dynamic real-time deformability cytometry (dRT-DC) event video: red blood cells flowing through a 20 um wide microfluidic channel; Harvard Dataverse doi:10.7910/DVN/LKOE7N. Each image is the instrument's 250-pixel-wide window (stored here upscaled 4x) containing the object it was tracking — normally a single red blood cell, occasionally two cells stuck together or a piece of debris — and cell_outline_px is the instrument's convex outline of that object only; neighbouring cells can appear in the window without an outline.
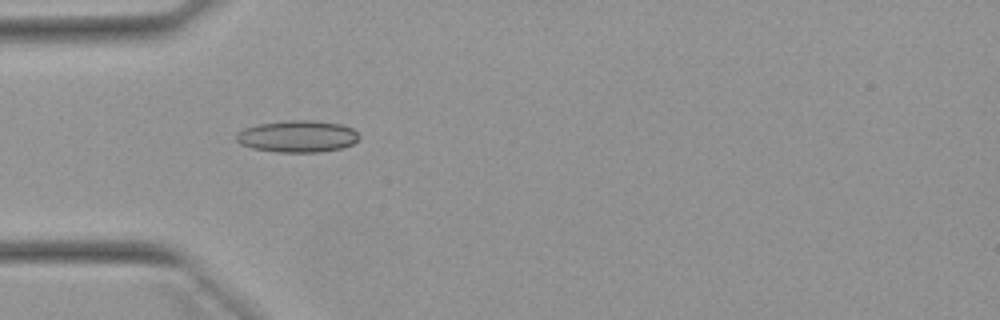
{"species": "Egyptian fruit bat (a non-hibernating species)", "species_latin": "Rousettus aegyptiacus", "temperature_condition": "warm", "stored_images_in_passage": 32, "camera_frame_rate_fps": 3000, "um_per_image_px": 0.085, "animal": {"sex": "female"}, "frame": {"image": 1, "passage_image": 1, "time_ms": 0.0, "image_size_px": [1000, 320], "cell_outline_px": [[360, 136], [352, 144], [340, 148], [316, 152], [276, 152], [252, 148], [240, 144], [236, 140], [236, 132], [244, 128], [260, 124], [288, 120], [312, 120], [340, 124], [352, 128]], "centroid_in_image_um": [25.25, 11.59], "position_along_channel_um": 59.7, "area_um2": 22.66}}
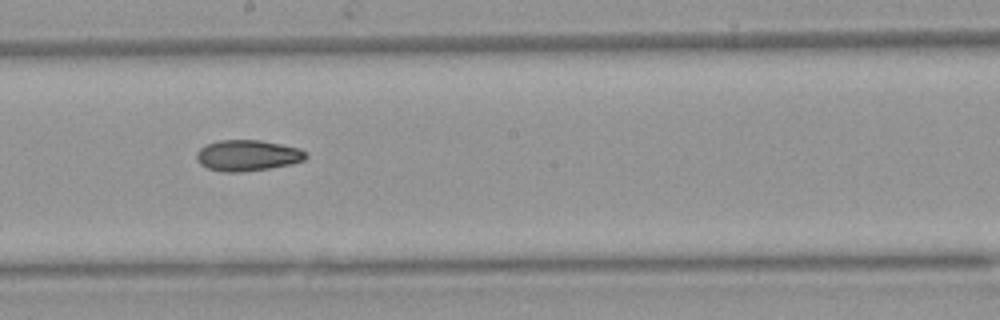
{"frame": {"image": 2, "passage_image": 14, "time_ms": 4.333, "image_size_px": [1000, 320], "cell_outline_px": [[308, 156], [304, 160], [292, 164], [268, 168], [240, 172], [224, 172], [208, 168], [200, 164], [196, 160], [196, 152], [204, 144], [220, 140], [260, 140], [300, 148], [308, 152]], "centroid_in_image_um": [21.04, 13.2], "position_along_channel_um": 227.2, "area_um2": 19.88}}
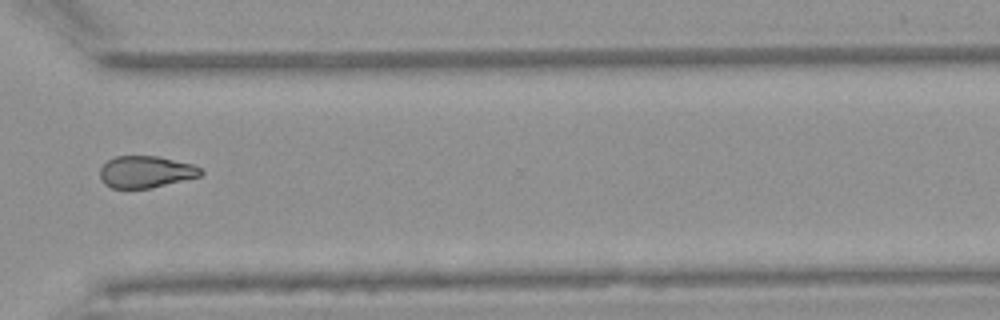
{"frame": {"image": 3, "passage_image": 24, "time_ms": 7.667, "image_size_px": [1000, 320], "cell_outline_px": [[204, 172], [200, 176], [152, 188], [112, 188], [104, 184], [100, 176], [100, 168], [108, 160], [116, 156], [160, 156], [192, 164], [200, 168]], "centroid_in_image_um": [12.39, 14.6], "position_along_channel_um": 358.2, "area_um2": 18.73}, "authors_computed_cell_mechanics": {"area_um2": 19.8543, "velocity_mm_per_s": 3.9232, "shape_relaxation_time_tau1_ms": null, "shape_relaxation_time_tau2_ms": 10.2681, "deformation_change_tau1": null, "deformation_change_tau2": 0.1862}}